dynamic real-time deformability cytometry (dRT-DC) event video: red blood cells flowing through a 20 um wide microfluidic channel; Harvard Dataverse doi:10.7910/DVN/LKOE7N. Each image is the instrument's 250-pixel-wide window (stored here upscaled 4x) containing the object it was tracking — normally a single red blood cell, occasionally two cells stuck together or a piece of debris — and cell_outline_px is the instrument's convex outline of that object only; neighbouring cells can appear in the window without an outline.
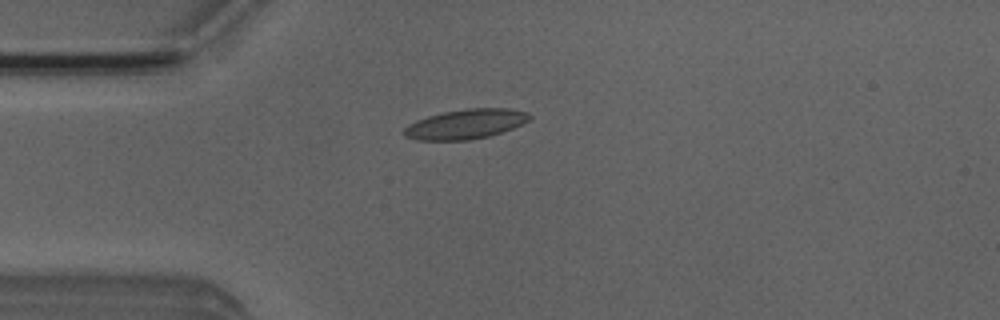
{"species": "Egyptian fruit bat (a non-hibernating species)", "species_latin": "Rousettus aegyptiacus", "temperature_condition": "room temperature", "stored_images_in_passage": 1, "camera_frame_rate_fps": 3000, "um_per_image_px": 0.085, "animal": {"sex": "male"}, "frame": {"image": 1, "passage_image": 1, "time_ms": 0.0, "image_size_px": [1000, 320], "cell_outline_px": [[532, 116], [528, 120], [512, 128], [488, 136], [468, 140], [416, 140], [404, 136], [404, 128], [408, 124], [416, 120], [428, 116], [444, 112], [468, 108], [512, 108], [528, 112]], "centroid_in_image_um": [39.57, 10.54], "position_along_channel_um": 45.4, "area_um2": 21.62}}